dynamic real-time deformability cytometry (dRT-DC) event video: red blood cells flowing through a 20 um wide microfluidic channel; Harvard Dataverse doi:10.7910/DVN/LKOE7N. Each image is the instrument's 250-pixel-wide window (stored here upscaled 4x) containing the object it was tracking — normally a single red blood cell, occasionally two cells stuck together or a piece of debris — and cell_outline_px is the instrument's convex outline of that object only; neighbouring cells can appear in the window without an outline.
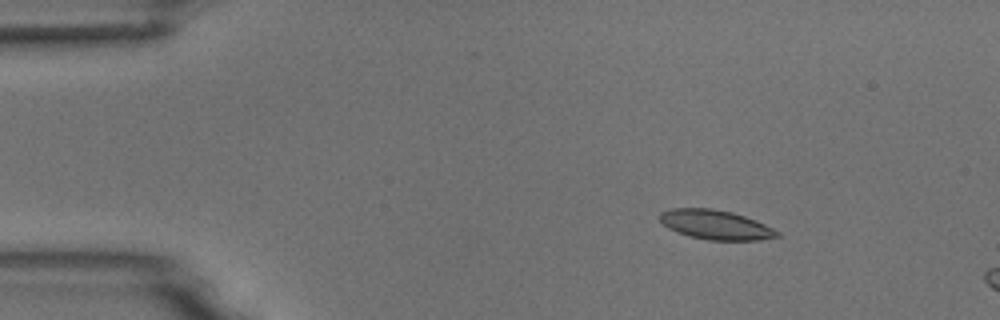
{"species": "common noctule bat (a hibernating species)", "species_latin": "Nyctalus noctula", "temperature_condition": "room temperature", "stored_images_in_passage": 5, "camera_frame_rate_fps": 3000, "um_per_image_px": 0.085, "animal": {"sex": "male", "body_mass_g": 18.8}, "frame": {"image": 1, "passage_image": 2, "time_ms": 0.333, "image_size_px": [1000, 320], "cell_outline_px": [[780, 236], [760, 240], [708, 240], [688, 236], [668, 228], [660, 220], [660, 212], [672, 208], [712, 208], [732, 212], [756, 220], [780, 232]], "centroid_in_image_um": [60.83, 19.1], "position_along_channel_um": 24.2, "area_um2": 20.11}}